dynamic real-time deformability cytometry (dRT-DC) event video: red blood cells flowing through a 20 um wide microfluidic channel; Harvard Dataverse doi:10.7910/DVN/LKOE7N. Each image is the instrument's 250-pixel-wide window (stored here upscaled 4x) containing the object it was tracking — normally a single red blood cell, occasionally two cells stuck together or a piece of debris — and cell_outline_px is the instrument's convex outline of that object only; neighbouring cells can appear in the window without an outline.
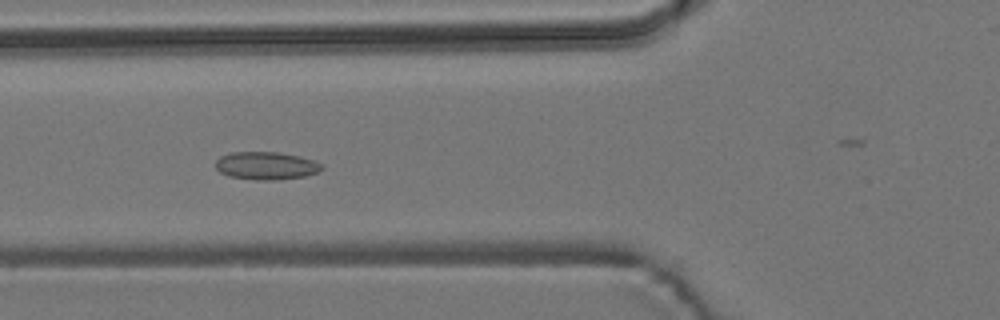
{"species": "common noctule bat (a hibernating species)", "species_latin": "Nyctalus noctula", "temperature_condition": "room temperature", "stored_images_in_passage": 55, "camera_frame_rate_fps": 3000, "um_per_image_px": 0.085, "animal": {"sex": "male", "body_mass_g": 19.2, "forearm_length_mm": 51.8}, "frame": {"image": 1, "passage_image": 20, "time_ms": 6.333, "image_size_px": [1000, 320], "cell_outline_px": [[324, 168], [316, 172], [304, 176], [276, 180], [256, 180], [228, 176], [220, 172], [216, 168], [216, 160], [220, 156], [232, 152], [276, 152], [300, 156], [316, 160], [324, 164]], "centroid_in_image_um": [22.64, 14.08], "position_along_channel_um": 103.2, "area_um2": 17.34}}
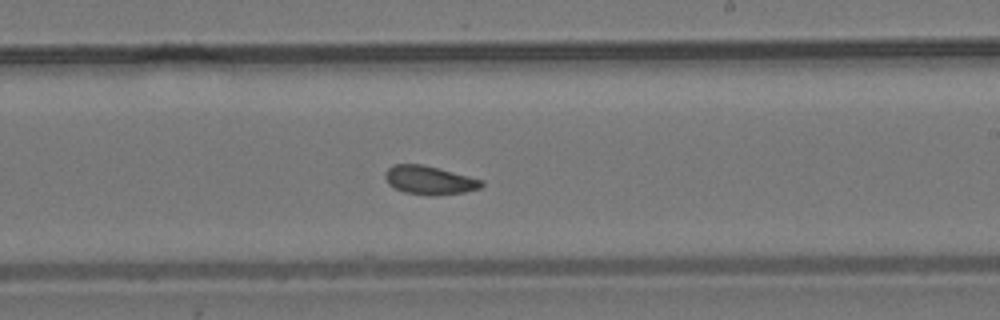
{"frame": {"image": 2, "passage_image": 32, "time_ms": 10.333, "image_size_px": [1000, 320], "cell_outline_px": [[484, 184], [480, 188], [464, 192], [432, 196], [428, 196], [404, 192], [388, 184], [384, 176], [384, 172], [392, 164], [420, 164], [484, 180]], "centroid_in_image_um": [36.47, 15.32], "position_along_channel_um": 252.5, "area_um2": 16.01}}
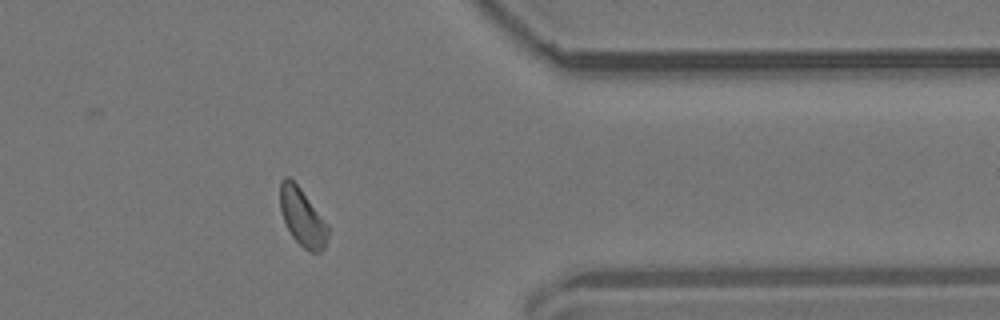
{"frame": {"image": 3, "passage_image": 44, "time_ms": 14.333, "image_size_px": [1000, 320], "cell_outline_px": [[328, 236], [324, 248], [320, 252], [308, 252], [292, 236], [284, 220], [280, 208], [280, 180], [284, 176], [288, 176], [300, 188], [328, 224]], "centroid_in_image_um": [25.7, 18.46], "position_along_channel_um": 385.7, "area_um2": 15.95}, "authors_computed_cell_mechanics": {"area_um2": 16.2996, "velocity_mm_per_s": 3.742, "shape_relaxation_time_tau1_ms": null, "shape_relaxation_time_tau2_ms": 2.1519, "deformation_change_tau1": null, "deformation_change_tau2": 0.0824}}